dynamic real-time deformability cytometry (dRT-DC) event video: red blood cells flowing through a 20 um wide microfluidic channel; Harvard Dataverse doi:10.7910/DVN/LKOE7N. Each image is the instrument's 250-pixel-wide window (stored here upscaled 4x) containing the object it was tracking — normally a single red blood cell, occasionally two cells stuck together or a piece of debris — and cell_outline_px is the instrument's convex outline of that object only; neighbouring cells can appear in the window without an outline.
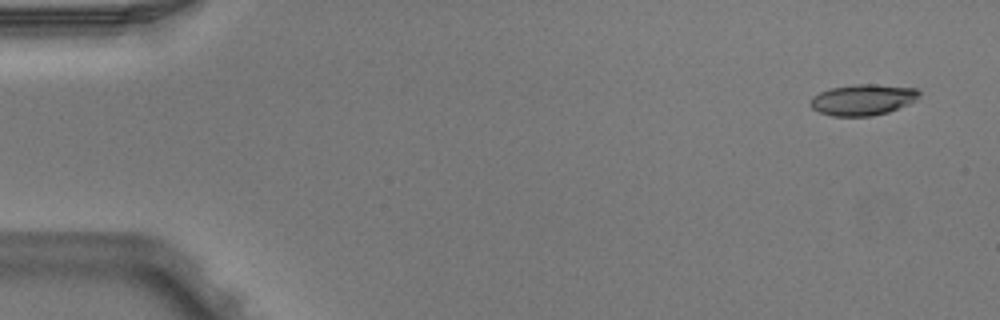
{"species": "Egyptian fruit bat (a non-hibernating species)", "species_latin": "Rousettus aegyptiacus", "temperature_condition": "warm", "stored_images_in_passage": 3, "camera_frame_rate_fps": 3000, "um_per_image_px": 0.085, "animal": {"sex": "male"}, "frame": {"image": 1, "passage_image": 1, "time_ms": 0.0, "image_size_px": [1000, 320], "cell_outline_px": [[920, 92], [916, 100], [908, 104], [888, 112], [872, 116], [832, 116], [820, 112], [812, 108], [812, 96], [828, 88], [856, 84], [876, 84], [916, 88]], "centroid_in_image_um": [73.35, 8.47], "position_along_channel_um": 11.7, "area_um2": 19.59}}